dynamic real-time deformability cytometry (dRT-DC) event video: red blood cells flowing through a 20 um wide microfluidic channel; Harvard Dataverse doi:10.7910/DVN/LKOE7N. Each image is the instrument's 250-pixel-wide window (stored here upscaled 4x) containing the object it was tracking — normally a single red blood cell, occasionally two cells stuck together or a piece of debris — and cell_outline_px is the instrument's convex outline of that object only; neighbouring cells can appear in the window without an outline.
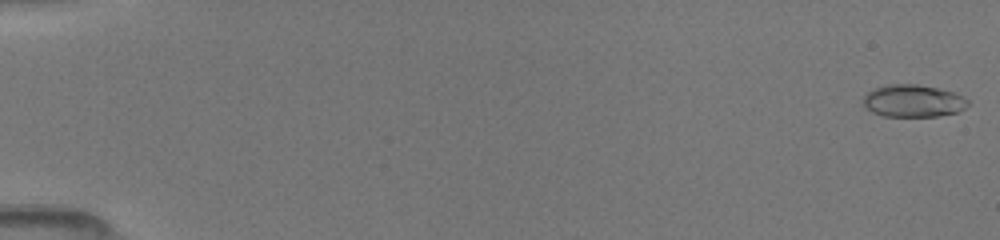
{"species": "common noctule bat (a hibernating species)", "species_latin": "Nyctalus noctula", "temperature_condition": "room temperature", "stored_images_in_passage": 50, "camera_frame_rate_fps": 3000, "um_per_image_px": 0.085, "animal": {"sex": "female", "body_mass_g": 19.5, "forearm_length_mm": 54.1}, "frame": {"image": 1, "passage_image": 1, "time_ms": 0.0, "image_size_px": [1000, 240], "cell_outline_px": [[968, 104], [964, 108], [956, 112], [936, 116], [884, 116], [872, 112], [864, 104], [864, 96], [868, 92], [876, 88], [888, 84], [916, 84], [936, 88], [952, 92], [968, 100]], "centroid_in_image_um": [77.6, 8.58], "position_along_channel_um": 7.4, "area_um2": 19.31}}
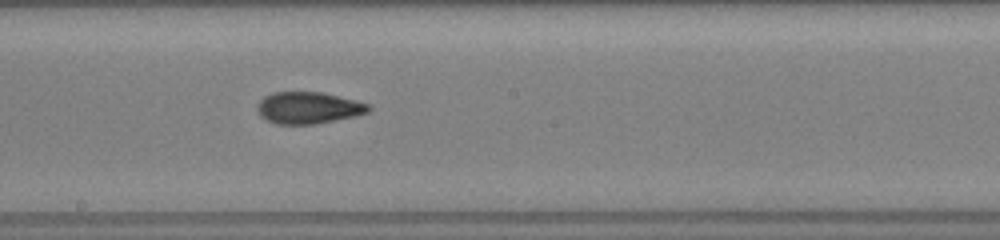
{"frame": {"image": 2, "passage_image": 29, "time_ms": 9.333, "image_size_px": [1000, 240], "cell_outline_px": [[372, 108], [368, 112], [356, 116], [316, 124], [276, 124], [260, 116], [256, 108], [256, 104], [264, 96], [272, 92], [320, 92], [356, 100], [372, 104]], "centroid_in_image_um": [26.22, 9.16], "position_along_channel_um": 222.0, "area_um2": 20.81}}
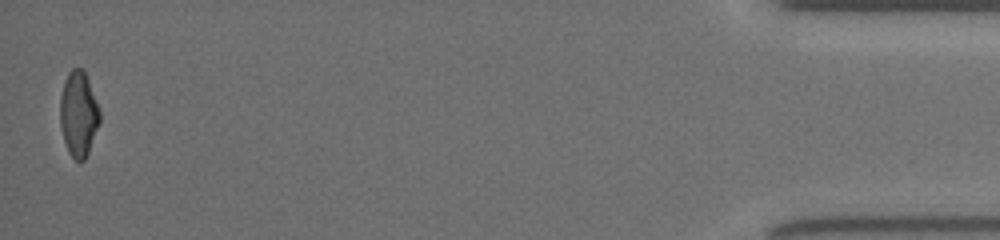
{"frame": {"image": 3, "passage_image": 50, "time_ms": 16.333, "image_size_px": [1000, 240], "cell_outline_px": [[100, 124], [88, 152], [84, 160], [80, 164], [68, 152], [64, 140], [60, 124], [60, 96], [64, 80], [68, 72], [72, 68], [80, 68], [84, 72], [88, 80], [100, 112]], "centroid_in_image_um": [6.67, 9.71], "position_along_channel_um": 428.5, "area_um2": 19.65}}